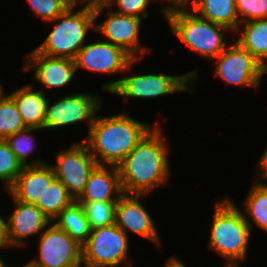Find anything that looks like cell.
Returning a JSON list of instances; mask_svg holds the SVG:
<instances>
[{
  "instance_id": "cell-15",
  "label": "cell",
  "mask_w": 267,
  "mask_h": 267,
  "mask_svg": "<svg viewBox=\"0 0 267 267\" xmlns=\"http://www.w3.org/2000/svg\"><path fill=\"white\" fill-rule=\"evenodd\" d=\"M147 194L123 193L116 203L115 224L126 233H134L161 248V239L151 214L141 202ZM143 197V198H142Z\"/></svg>"
},
{
  "instance_id": "cell-6",
  "label": "cell",
  "mask_w": 267,
  "mask_h": 267,
  "mask_svg": "<svg viewBox=\"0 0 267 267\" xmlns=\"http://www.w3.org/2000/svg\"><path fill=\"white\" fill-rule=\"evenodd\" d=\"M198 69V70H197ZM182 75L144 73L131 74L105 82L101 90L111 95L121 96L125 101L133 99H156L173 93H193L198 79L199 68ZM193 84V85H192ZM127 99V100H126Z\"/></svg>"
},
{
  "instance_id": "cell-7",
  "label": "cell",
  "mask_w": 267,
  "mask_h": 267,
  "mask_svg": "<svg viewBox=\"0 0 267 267\" xmlns=\"http://www.w3.org/2000/svg\"><path fill=\"white\" fill-rule=\"evenodd\" d=\"M130 237L116 224L91 230L82 246L83 267H131Z\"/></svg>"
},
{
  "instance_id": "cell-1",
  "label": "cell",
  "mask_w": 267,
  "mask_h": 267,
  "mask_svg": "<svg viewBox=\"0 0 267 267\" xmlns=\"http://www.w3.org/2000/svg\"><path fill=\"white\" fill-rule=\"evenodd\" d=\"M160 126L155 122L118 165L123 193L149 195L170 179V145Z\"/></svg>"
},
{
  "instance_id": "cell-2",
  "label": "cell",
  "mask_w": 267,
  "mask_h": 267,
  "mask_svg": "<svg viewBox=\"0 0 267 267\" xmlns=\"http://www.w3.org/2000/svg\"><path fill=\"white\" fill-rule=\"evenodd\" d=\"M121 112L111 116L96 115L83 141L98 165L116 166L135 148L154 126Z\"/></svg>"
},
{
  "instance_id": "cell-28",
  "label": "cell",
  "mask_w": 267,
  "mask_h": 267,
  "mask_svg": "<svg viewBox=\"0 0 267 267\" xmlns=\"http://www.w3.org/2000/svg\"><path fill=\"white\" fill-rule=\"evenodd\" d=\"M23 166L17 160L5 139H0V182H4V190L7 191L21 173Z\"/></svg>"
},
{
  "instance_id": "cell-10",
  "label": "cell",
  "mask_w": 267,
  "mask_h": 267,
  "mask_svg": "<svg viewBox=\"0 0 267 267\" xmlns=\"http://www.w3.org/2000/svg\"><path fill=\"white\" fill-rule=\"evenodd\" d=\"M214 78L223 80L225 85L258 88L267 70L236 41L214 59Z\"/></svg>"
},
{
  "instance_id": "cell-33",
  "label": "cell",
  "mask_w": 267,
  "mask_h": 267,
  "mask_svg": "<svg viewBox=\"0 0 267 267\" xmlns=\"http://www.w3.org/2000/svg\"><path fill=\"white\" fill-rule=\"evenodd\" d=\"M163 267H187V265L177 255H174L165 261Z\"/></svg>"
},
{
  "instance_id": "cell-14",
  "label": "cell",
  "mask_w": 267,
  "mask_h": 267,
  "mask_svg": "<svg viewBox=\"0 0 267 267\" xmlns=\"http://www.w3.org/2000/svg\"><path fill=\"white\" fill-rule=\"evenodd\" d=\"M13 200V211L6 216L5 246L9 249L26 247L27 238L40 235L52 222L35 205L16 200L8 191H5Z\"/></svg>"
},
{
  "instance_id": "cell-16",
  "label": "cell",
  "mask_w": 267,
  "mask_h": 267,
  "mask_svg": "<svg viewBox=\"0 0 267 267\" xmlns=\"http://www.w3.org/2000/svg\"><path fill=\"white\" fill-rule=\"evenodd\" d=\"M23 70L34 69L32 79L41 83V90H60L67 87L76 77L75 60L60 57H50L39 53L35 48L24 55ZM59 88V89H58Z\"/></svg>"
},
{
  "instance_id": "cell-26",
  "label": "cell",
  "mask_w": 267,
  "mask_h": 267,
  "mask_svg": "<svg viewBox=\"0 0 267 267\" xmlns=\"http://www.w3.org/2000/svg\"><path fill=\"white\" fill-rule=\"evenodd\" d=\"M79 203L91 230L115 224L117 202L90 201Z\"/></svg>"
},
{
  "instance_id": "cell-24",
  "label": "cell",
  "mask_w": 267,
  "mask_h": 267,
  "mask_svg": "<svg viewBox=\"0 0 267 267\" xmlns=\"http://www.w3.org/2000/svg\"><path fill=\"white\" fill-rule=\"evenodd\" d=\"M37 130L41 131L43 129L39 128H28L26 127L19 132L13 133L8 136L5 140L10 146L11 150L15 153L17 160L22 164V166H39L44 165L49 162H45L38 157L37 159L30 160V155H33L34 151L37 148V141L34 135V132Z\"/></svg>"
},
{
  "instance_id": "cell-12",
  "label": "cell",
  "mask_w": 267,
  "mask_h": 267,
  "mask_svg": "<svg viewBox=\"0 0 267 267\" xmlns=\"http://www.w3.org/2000/svg\"><path fill=\"white\" fill-rule=\"evenodd\" d=\"M38 256L33 267H83L82 246L52 222L39 236Z\"/></svg>"
},
{
  "instance_id": "cell-32",
  "label": "cell",
  "mask_w": 267,
  "mask_h": 267,
  "mask_svg": "<svg viewBox=\"0 0 267 267\" xmlns=\"http://www.w3.org/2000/svg\"><path fill=\"white\" fill-rule=\"evenodd\" d=\"M257 167H258V170H257ZM256 171H257L256 175L267 180V146L263 154L260 156V158L258 159L256 163L255 172Z\"/></svg>"
},
{
  "instance_id": "cell-9",
  "label": "cell",
  "mask_w": 267,
  "mask_h": 267,
  "mask_svg": "<svg viewBox=\"0 0 267 267\" xmlns=\"http://www.w3.org/2000/svg\"><path fill=\"white\" fill-rule=\"evenodd\" d=\"M106 10V12L104 11ZM107 15L104 21L95 22V33L128 53L133 59H143L151 50L142 46L140 38L143 20L134 16L114 12L109 6L94 8L95 20L102 14ZM148 47V48H147Z\"/></svg>"
},
{
  "instance_id": "cell-5",
  "label": "cell",
  "mask_w": 267,
  "mask_h": 267,
  "mask_svg": "<svg viewBox=\"0 0 267 267\" xmlns=\"http://www.w3.org/2000/svg\"><path fill=\"white\" fill-rule=\"evenodd\" d=\"M76 9L77 11L68 8L62 15L47 22L53 27L44 41L35 48L39 53L75 60L80 49L88 42V33L95 32L96 22L93 8Z\"/></svg>"
},
{
  "instance_id": "cell-20",
  "label": "cell",
  "mask_w": 267,
  "mask_h": 267,
  "mask_svg": "<svg viewBox=\"0 0 267 267\" xmlns=\"http://www.w3.org/2000/svg\"><path fill=\"white\" fill-rule=\"evenodd\" d=\"M236 0H188L186 6L199 17L227 27L234 33L240 25Z\"/></svg>"
},
{
  "instance_id": "cell-38",
  "label": "cell",
  "mask_w": 267,
  "mask_h": 267,
  "mask_svg": "<svg viewBox=\"0 0 267 267\" xmlns=\"http://www.w3.org/2000/svg\"><path fill=\"white\" fill-rule=\"evenodd\" d=\"M2 248V250L5 248L7 249V247L5 245H0V249ZM0 267H11L8 264H6L5 260H3V258L0 257Z\"/></svg>"
},
{
  "instance_id": "cell-27",
  "label": "cell",
  "mask_w": 267,
  "mask_h": 267,
  "mask_svg": "<svg viewBox=\"0 0 267 267\" xmlns=\"http://www.w3.org/2000/svg\"><path fill=\"white\" fill-rule=\"evenodd\" d=\"M23 118L14 100L6 94L0 99V139L25 129Z\"/></svg>"
},
{
  "instance_id": "cell-18",
  "label": "cell",
  "mask_w": 267,
  "mask_h": 267,
  "mask_svg": "<svg viewBox=\"0 0 267 267\" xmlns=\"http://www.w3.org/2000/svg\"><path fill=\"white\" fill-rule=\"evenodd\" d=\"M123 194L116 166L97 165L90 173L86 187L78 202H118Z\"/></svg>"
},
{
  "instance_id": "cell-25",
  "label": "cell",
  "mask_w": 267,
  "mask_h": 267,
  "mask_svg": "<svg viewBox=\"0 0 267 267\" xmlns=\"http://www.w3.org/2000/svg\"><path fill=\"white\" fill-rule=\"evenodd\" d=\"M73 201L66 187L55 178L35 205L53 222Z\"/></svg>"
},
{
  "instance_id": "cell-11",
  "label": "cell",
  "mask_w": 267,
  "mask_h": 267,
  "mask_svg": "<svg viewBox=\"0 0 267 267\" xmlns=\"http://www.w3.org/2000/svg\"><path fill=\"white\" fill-rule=\"evenodd\" d=\"M70 147L57 152L55 165L50 164L56 179L77 200L83 193L90 173L98 165L83 141L71 142Z\"/></svg>"
},
{
  "instance_id": "cell-17",
  "label": "cell",
  "mask_w": 267,
  "mask_h": 267,
  "mask_svg": "<svg viewBox=\"0 0 267 267\" xmlns=\"http://www.w3.org/2000/svg\"><path fill=\"white\" fill-rule=\"evenodd\" d=\"M55 178L50 163L24 166L7 191L18 201L36 204Z\"/></svg>"
},
{
  "instance_id": "cell-21",
  "label": "cell",
  "mask_w": 267,
  "mask_h": 267,
  "mask_svg": "<svg viewBox=\"0 0 267 267\" xmlns=\"http://www.w3.org/2000/svg\"><path fill=\"white\" fill-rule=\"evenodd\" d=\"M233 34L238 36L234 41L267 70V18L241 23Z\"/></svg>"
},
{
  "instance_id": "cell-19",
  "label": "cell",
  "mask_w": 267,
  "mask_h": 267,
  "mask_svg": "<svg viewBox=\"0 0 267 267\" xmlns=\"http://www.w3.org/2000/svg\"><path fill=\"white\" fill-rule=\"evenodd\" d=\"M46 93L41 89H35L31 84L22 85L14 92L8 93L14 100L26 127L44 130L46 104L49 99Z\"/></svg>"
},
{
  "instance_id": "cell-34",
  "label": "cell",
  "mask_w": 267,
  "mask_h": 267,
  "mask_svg": "<svg viewBox=\"0 0 267 267\" xmlns=\"http://www.w3.org/2000/svg\"><path fill=\"white\" fill-rule=\"evenodd\" d=\"M112 0H84V7L97 8L101 6H108Z\"/></svg>"
},
{
  "instance_id": "cell-23",
  "label": "cell",
  "mask_w": 267,
  "mask_h": 267,
  "mask_svg": "<svg viewBox=\"0 0 267 267\" xmlns=\"http://www.w3.org/2000/svg\"><path fill=\"white\" fill-rule=\"evenodd\" d=\"M53 222L81 246L86 243L91 232L83 208L77 200L65 207Z\"/></svg>"
},
{
  "instance_id": "cell-40",
  "label": "cell",
  "mask_w": 267,
  "mask_h": 267,
  "mask_svg": "<svg viewBox=\"0 0 267 267\" xmlns=\"http://www.w3.org/2000/svg\"><path fill=\"white\" fill-rule=\"evenodd\" d=\"M11 267H12V265H11ZM20 267H33V266H31V265L27 262V263L23 264V265L20 266Z\"/></svg>"
},
{
  "instance_id": "cell-39",
  "label": "cell",
  "mask_w": 267,
  "mask_h": 267,
  "mask_svg": "<svg viewBox=\"0 0 267 267\" xmlns=\"http://www.w3.org/2000/svg\"><path fill=\"white\" fill-rule=\"evenodd\" d=\"M3 87L4 86H2V81L0 79V99L3 98L7 94V92L4 91Z\"/></svg>"
},
{
  "instance_id": "cell-31",
  "label": "cell",
  "mask_w": 267,
  "mask_h": 267,
  "mask_svg": "<svg viewBox=\"0 0 267 267\" xmlns=\"http://www.w3.org/2000/svg\"><path fill=\"white\" fill-rule=\"evenodd\" d=\"M154 2H158V0H112L108 6H117V10L115 8L111 9H114V12L118 14L144 19L149 17L150 14L147 7L149 4H153Z\"/></svg>"
},
{
  "instance_id": "cell-8",
  "label": "cell",
  "mask_w": 267,
  "mask_h": 267,
  "mask_svg": "<svg viewBox=\"0 0 267 267\" xmlns=\"http://www.w3.org/2000/svg\"><path fill=\"white\" fill-rule=\"evenodd\" d=\"M67 95V96H66ZM96 94L85 92L67 93L51 103L48 99L46 104L44 131L50 129H63L71 125L86 122L88 132L94 123L97 113L103 105L102 97Z\"/></svg>"
},
{
  "instance_id": "cell-37",
  "label": "cell",
  "mask_w": 267,
  "mask_h": 267,
  "mask_svg": "<svg viewBox=\"0 0 267 267\" xmlns=\"http://www.w3.org/2000/svg\"><path fill=\"white\" fill-rule=\"evenodd\" d=\"M158 1L167 3V6H164V7L169 8L172 6L186 5L188 0H158Z\"/></svg>"
},
{
  "instance_id": "cell-13",
  "label": "cell",
  "mask_w": 267,
  "mask_h": 267,
  "mask_svg": "<svg viewBox=\"0 0 267 267\" xmlns=\"http://www.w3.org/2000/svg\"><path fill=\"white\" fill-rule=\"evenodd\" d=\"M141 59H133L122 48L105 40L88 42L75 58L76 71H85L113 75L129 73L134 63Z\"/></svg>"
},
{
  "instance_id": "cell-3",
  "label": "cell",
  "mask_w": 267,
  "mask_h": 267,
  "mask_svg": "<svg viewBox=\"0 0 267 267\" xmlns=\"http://www.w3.org/2000/svg\"><path fill=\"white\" fill-rule=\"evenodd\" d=\"M213 206L208 248L225 259L223 267H240L248 255L251 229L236 203L229 196L218 199Z\"/></svg>"
},
{
  "instance_id": "cell-4",
  "label": "cell",
  "mask_w": 267,
  "mask_h": 267,
  "mask_svg": "<svg viewBox=\"0 0 267 267\" xmlns=\"http://www.w3.org/2000/svg\"><path fill=\"white\" fill-rule=\"evenodd\" d=\"M160 11L171 33L208 61H213L231 43L227 41V32L231 34L227 27L199 17L186 5L162 7Z\"/></svg>"
},
{
  "instance_id": "cell-29",
  "label": "cell",
  "mask_w": 267,
  "mask_h": 267,
  "mask_svg": "<svg viewBox=\"0 0 267 267\" xmlns=\"http://www.w3.org/2000/svg\"><path fill=\"white\" fill-rule=\"evenodd\" d=\"M32 14L47 24L62 15L69 7L61 0H26Z\"/></svg>"
},
{
  "instance_id": "cell-22",
  "label": "cell",
  "mask_w": 267,
  "mask_h": 267,
  "mask_svg": "<svg viewBox=\"0 0 267 267\" xmlns=\"http://www.w3.org/2000/svg\"><path fill=\"white\" fill-rule=\"evenodd\" d=\"M256 178L244 198L241 211L251 232L253 224L267 232V180L258 175Z\"/></svg>"
},
{
  "instance_id": "cell-35",
  "label": "cell",
  "mask_w": 267,
  "mask_h": 267,
  "mask_svg": "<svg viewBox=\"0 0 267 267\" xmlns=\"http://www.w3.org/2000/svg\"><path fill=\"white\" fill-rule=\"evenodd\" d=\"M5 239H6V218L4 219L3 215L0 214V245L2 246L5 245Z\"/></svg>"
},
{
  "instance_id": "cell-36",
  "label": "cell",
  "mask_w": 267,
  "mask_h": 267,
  "mask_svg": "<svg viewBox=\"0 0 267 267\" xmlns=\"http://www.w3.org/2000/svg\"><path fill=\"white\" fill-rule=\"evenodd\" d=\"M69 8L84 7V0H61ZM79 4V5H78ZM81 5V6H80Z\"/></svg>"
},
{
  "instance_id": "cell-30",
  "label": "cell",
  "mask_w": 267,
  "mask_h": 267,
  "mask_svg": "<svg viewBox=\"0 0 267 267\" xmlns=\"http://www.w3.org/2000/svg\"><path fill=\"white\" fill-rule=\"evenodd\" d=\"M239 22L267 18V0H236Z\"/></svg>"
}]
</instances>
